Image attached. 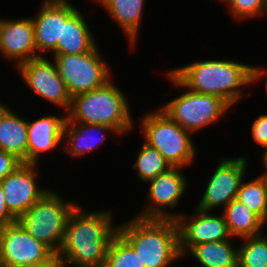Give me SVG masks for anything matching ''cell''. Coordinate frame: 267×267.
I'll list each match as a JSON object with an SVG mask.
<instances>
[{"instance_id": "7a4b0ae2", "label": "cell", "mask_w": 267, "mask_h": 267, "mask_svg": "<svg viewBox=\"0 0 267 267\" xmlns=\"http://www.w3.org/2000/svg\"><path fill=\"white\" fill-rule=\"evenodd\" d=\"M168 71L187 89L221 97L233 108L252 85V65L233 59H198Z\"/></svg>"}, {"instance_id": "6da1fadb", "label": "cell", "mask_w": 267, "mask_h": 267, "mask_svg": "<svg viewBox=\"0 0 267 267\" xmlns=\"http://www.w3.org/2000/svg\"><path fill=\"white\" fill-rule=\"evenodd\" d=\"M82 208L80 203L71 212L56 255L65 267H104L107 248L118 229L113 221L114 211Z\"/></svg>"}, {"instance_id": "30bf717a", "label": "cell", "mask_w": 267, "mask_h": 267, "mask_svg": "<svg viewBox=\"0 0 267 267\" xmlns=\"http://www.w3.org/2000/svg\"><path fill=\"white\" fill-rule=\"evenodd\" d=\"M249 158L247 156L219 157L218 166L208 178L204 186V192L194 206L205 211H217L224 209L232 200L237 198L240 184L247 177L249 170Z\"/></svg>"}, {"instance_id": "f546056e", "label": "cell", "mask_w": 267, "mask_h": 267, "mask_svg": "<svg viewBox=\"0 0 267 267\" xmlns=\"http://www.w3.org/2000/svg\"><path fill=\"white\" fill-rule=\"evenodd\" d=\"M22 163L15 155L0 149V181L11 174Z\"/></svg>"}, {"instance_id": "8992f818", "label": "cell", "mask_w": 267, "mask_h": 267, "mask_svg": "<svg viewBox=\"0 0 267 267\" xmlns=\"http://www.w3.org/2000/svg\"><path fill=\"white\" fill-rule=\"evenodd\" d=\"M164 74L172 86L185 91L183 90L181 95L171 98L159 108L192 135L218 123L220 119L227 116L226 114H229V109L233 108L221 97L200 94L187 89L169 71Z\"/></svg>"}, {"instance_id": "44dd1931", "label": "cell", "mask_w": 267, "mask_h": 267, "mask_svg": "<svg viewBox=\"0 0 267 267\" xmlns=\"http://www.w3.org/2000/svg\"><path fill=\"white\" fill-rule=\"evenodd\" d=\"M27 118L8 107L0 117V149L27 163Z\"/></svg>"}, {"instance_id": "cb8c5ba5", "label": "cell", "mask_w": 267, "mask_h": 267, "mask_svg": "<svg viewBox=\"0 0 267 267\" xmlns=\"http://www.w3.org/2000/svg\"><path fill=\"white\" fill-rule=\"evenodd\" d=\"M135 158L131 165L132 170L137 172L138 180L145 184L172 168V165L157 149L149 146L143 140L140 148L136 150Z\"/></svg>"}, {"instance_id": "8d00e7d4", "label": "cell", "mask_w": 267, "mask_h": 267, "mask_svg": "<svg viewBox=\"0 0 267 267\" xmlns=\"http://www.w3.org/2000/svg\"><path fill=\"white\" fill-rule=\"evenodd\" d=\"M267 226V218H266V220L264 221V227H266Z\"/></svg>"}, {"instance_id": "d6a6232c", "label": "cell", "mask_w": 267, "mask_h": 267, "mask_svg": "<svg viewBox=\"0 0 267 267\" xmlns=\"http://www.w3.org/2000/svg\"><path fill=\"white\" fill-rule=\"evenodd\" d=\"M19 267H65V265L63 261L57 255H55L47 262L25 264Z\"/></svg>"}, {"instance_id": "1f68e13d", "label": "cell", "mask_w": 267, "mask_h": 267, "mask_svg": "<svg viewBox=\"0 0 267 267\" xmlns=\"http://www.w3.org/2000/svg\"><path fill=\"white\" fill-rule=\"evenodd\" d=\"M264 80L266 82H264V86H265V91L267 93V67H263L261 65H252V86L256 83H260L259 85H261V80ZM266 79V80H265ZM267 95V94H266Z\"/></svg>"}, {"instance_id": "d590c367", "label": "cell", "mask_w": 267, "mask_h": 267, "mask_svg": "<svg viewBox=\"0 0 267 267\" xmlns=\"http://www.w3.org/2000/svg\"><path fill=\"white\" fill-rule=\"evenodd\" d=\"M259 176L262 178V180H263V182L265 184L266 194H267V174H260Z\"/></svg>"}, {"instance_id": "836d02e7", "label": "cell", "mask_w": 267, "mask_h": 267, "mask_svg": "<svg viewBox=\"0 0 267 267\" xmlns=\"http://www.w3.org/2000/svg\"><path fill=\"white\" fill-rule=\"evenodd\" d=\"M261 155L262 156H261V159H260L261 160L260 164H262V167L264 169V172L261 173V174H267V148L262 151Z\"/></svg>"}, {"instance_id": "2e32d148", "label": "cell", "mask_w": 267, "mask_h": 267, "mask_svg": "<svg viewBox=\"0 0 267 267\" xmlns=\"http://www.w3.org/2000/svg\"><path fill=\"white\" fill-rule=\"evenodd\" d=\"M0 55L4 60L15 62V69L26 61L40 57L31 16L0 18Z\"/></svg>"}, {"instance_id": "ba28073f", "label": "cell", "mask_w": 267, "mask_h": 267, "mask_svg": "<svg viewBox=\"0 0 267 267\" xmlns=\"http://www.w3.org/2000/svg\"><path fill=\"white\" fill-rule=\"evenodd\" d=\"M101 52L97 45L82 54H52V61L72 97L100 88L114 78L112 67Z\"/></svg>"}, {"instance_id": "7402d4cb", "label": "cell", "mask_w": 267, "mask_h": 267, "mask_svg": "<svg viewBox=\"0 0 267 267\" xmlns=\"http://www.w3.org/2000/svg\"><path fill=\"white\" fill-rule=\"evenodd\" d=\"M235 238L208 242L194 246L187 255H191L201 267H238V247Z\"/></svg>"}, {"instance_id": "603a6c76", "label": "cell", "mask_w": 267, "mask_h": 267, "mask_svg": "<svg viewBox=\"0 0 267 267\" xmlns=\"http://www.w3.org/2000/svg\"><path fill=\"white\" fill-rule=\"evenodd\" d=\"M222 214L232 238L242 239L264 232V221L237 199L222 209Z\"/></svg>"}, {"instance_id": "ffe728a7", "label": "cell", "mask_w": 267, "mask_h": 267, "mask_svg": "<svg viewBox=\"0 0 267 267\" xmlns=\"http://www.w3.org/2000/svg\"><path fill=\"white\" fill-rule=\"evenodd\" d=\"M86 20L84 13L77 9L63 23L62 41H58L51 54H82L92 51L99 43Z\"/></svg>"}, {"instance_id": "e575fe53", "label": "cell", "mask_w": 267, "mask_h": 267, "mask_svg": "<svg viewBox=\"0 0 267 267\" xmlns=\"http://www.w3.org/2000/svg\"><path fill=\"white\" fill-rule=\"evenodd\" d=\"M0 100V117L2 116V114L5 112V110L9 107V105H5L4 101Z\"/></svg>"}, {"instance_id": "9a60e30c", "label": "cell", "mask_w": 267, "mask_h": 267, "mask_svg": "<svg viewBox=\"0 0 267 267\" xmlns=\"http://www.w3.org/2000/svg\"><path fill=\"white\" fill-rule=\"evenodd\" d=\"M71 1L43 0L36 16H31L39 56L52 53L58 41H62L63 23L79 8Z\"/></svg>"}, {"instance_id": "9c48e42d", "label": "cell", "mask_w": 267, "mask_h": 267, "mask_svg": "<svg viewBox=\"0 0 267 267\" xmlns=\"http://www.w3.org/2000/svg\"><path fill=\"white\" fill-rule=\"evenodd\" d=\"M184 170L185 168L182 167H172L146 183L149 189L144 199L147 203H144V207L142 206L134 216L141 219H176L179 217L183 211L172 209L179 206L178 203L184 199L189 188L188 175L184 174Z\"/></svg>"}, {"instance_id": "7c38bea8", "label": "cell", "mask_w": 267, "mask_h": 267, "mask_svg": "<svg viewBox=\"0 0 267 267\" xmlns=\"http://www.w3.org/2000/svg\"><path fill=\"white\" fill-rule=\"evenodd\" d=\"M192 210V213L187 214L183 211L175 219L178 225L179 248L182 258L198 244L231 238L221 211L218 214L216 211H205L196 207Z\"/></svg>"}, {"instance_id": "4316f807", "label": "cell", "mask_w": 267, "mask_h": 267, "mask_svg": "<svg viewBox=\"0 0 267 267\" xmlns=\"http://www.w3.org/2000/svg\"><path fill=\"white\" fill-rule=\"evenodd\" d=\"M104 267H144L133 248L117 233L106 251Z\"/></svg>"}, {"instance_id": "484cf974", "label": "cell", "mask_w": 267, "mask_h": 267, "mask_svg": "<svg viewBox=\"0 0 267 267\" xmlns=\"http://www.w3.org/2000/svg\"><path fill=\"white\" fill-rule=\"evenodd\" d=\"M238 244V267H267V235L241 239Z\"/></svg>"}, {"instance_id": "ac0fdd59", "label": "cell", "mask_w": 267, "mask_h": 267, "mask_svg": "<svg viewBox=\"0 0 267 267\" xmlns=\"http://www.w3.org/2000/svg\"><path fill=\"white\" fill-rule=\"evenodd\" d=\"M109 132L111 135L120 137V134L109 126L66 122L63 130L62 150L73 159L82 158L94 153L103 143H106Z\"/></svg>"}, {"instance_id": "d4e9b609", "label": "cell", "mask_w": 267, "mask_h": 267, "mask_svg": "<svg viewBox=\"0 0 267 267\" xmlns=\"http://www.w3.org/2000/svg\"><path fill=\"white\" fill-rule=\"evenodd\" d=\"M242 180L237 200L243 203L253 213L258 215L263 221L267 218V194L265 184L260 176Z\"/></svg>"}, {"instance_id": "83f0119b", "label": "cell", "mask_w": 267, "mask_h": 267, "mask_svg": "<svg viewBox=\"0 0 267 267\" xmlns=\"http://www.w3.org/2000/svg\"><path fill=\"white\" fill-rule=\"evenodd\" d=\"M235 20L248 21L267 16V0H218ZM261 17V18H260Z\"/></svg>"}, {"instance_id": "277c9868", "label": "cell", "mask_w": 267, "mask_h": 267, "mask_svg": "<svg viewBox=\"0 0 267 267\" xmlns=\"http://www.w3.org/2000/svg\"><path fill=\"white\" fill-rule=\"evenodd\" d=\"M116 84L112 78L100 88L74 95L66 122L109 126L120 136L132 132L137 120L133 118L127 93Z\"/></svg>"}, {"instance_id": "5b68a950", "label": "cell", "mask_w": 267, "mask_h": 267, "mask_svg": "<svg viewBox=\"0 0 267 267\" xmlns=\"http://www.w3.org/2000/svg\"><path fill=\"white\" fill-rule=\"evenodd\" d=\"M140 117V124L136 128H140L143 141L157 149L172 167L187 170L196 163L198 147L191 132L171 120L159 107Z\"/></svg>"}, {"instance_id": "5bb4252c", "label": "cell", "mask_w": 267, "mask_h": 267, "mask_svg": "<svg viewBox=\"0 0 267 267\" xmlns=\"http://www.w3.org/2000/svg\"><path fill=\"white\" fill-rule=\"evenodd\" d=\"M39 164L22 163L0 181L9 211L18 219L51 188L39 184Z\"/></svg>"}, {"instance_id": "8fae6325", "label": "cell", "mask_w": 267, "mask_h": 267, "mask_svg": "<svg viewBox=\"0 0 267 267\" xmlns=\"http://www.w3.org/2000/svg\"><path fill=\"white\" fill-rule=\"evenodd\" d=\"M16 70L33 94L68 113L72 96L49 56H40L20 64Z\"/></svg>"}, {"instance_id": "4dcf8cb0", "label": "cell", "mask_w": 267, "mask_h": 267, "mask_svg": "<svg viewBox=\"0 0 267 267\" xmlns=\"http://www.w3.org/2000/svg\"><path fill=\"white\" fill-rule=\"evenodd\" d=\"M17 218L9 211L3 188L0 184V227L11 225L16 222Z\"/></svg>"}, {"instance_id": "f1b7e54d", "label": "cell", "mask_w": 267, "mask_h": 267, "mask_svg": "<svg viewBox=\"0 0 267 267\" xmlns=\"http://www.w3.org/2000/svg\"><path fill=\"white\" fill-rule=\"evenodd\" d=\"M250 135L252 141L261 146L264 150L267 148V113L257 116L251 123Z\"/></svg>"}, {"instance_id": "3957f363", "label": "cell", "mask_w": 267, "mask_h": 267, "mask_svg": "<svg viewBox=\"0 0 267 267\" xmlns=\"http://www.w3.org/2000/svg\"><path fill=\"white\" fill-rule=\"evenodd\" d=\"M117 233L133 248L144 267H170L183 259L175 219L132 216L118 224Z\"/></svg>"}, {"instance_id": "52a82bcc", "label": "cell", "mask_w": 267, "mask_h": 267, "mask_svg": "<svg viewBox=\"0 0 267 267\" xmlns=\"http://www.w3.org/2000/svg\"><path fill=\"white\" fill-rule=\"evenodd\" d=\"M50 189L17 221L36 240L58 253L71 212L79 204L67 200L62 193Z\"/></svg>"}, {"instance_id": "4fadbf2b", "label": "cell", "mask_w": 267, "mask_h": 267, "mask_svg": "<svg viewBox=\"0 0 267 267\" xmlns=\"http://www.w3.org/2000/svg\"><path fill=\"white\" fill-rule=\"evenodd\" d=\"M56 254L36 240L18 222L0 227V262L2 267L47 262Z\"/></svg>"}, {"instance_id": "e0dca14e", "label": "cell", "mask_w": 267, "mask_h": 267, "mask_svg": "<svg viewBox=\"0 0 267 267\" xmlns=\"http://www.w3.org/2000/svg\"><path fill=\"white\" fill-rule=\"evenodd\" d=\"M46 114L35 120L27 118V163L40 164L41 155H47L62 147L63 130L67 120V114Z\"/></svg>"}, {"instance_id": "d6986e66", "label": "cell", "mask_w": 267, "mask_h": 267, "mask_svg": "<svg viewBox=\"0 0 267 267\" xmlns=\"http://www.w3.org/2000/svg\"><path fill=\"white\" fill-rule=\"evenodd\" d=\"M106 10L107 15L116 23L129 43L135 49L140 39L141 24L147 0H93Z\"/></svg>"}]
</instances>
